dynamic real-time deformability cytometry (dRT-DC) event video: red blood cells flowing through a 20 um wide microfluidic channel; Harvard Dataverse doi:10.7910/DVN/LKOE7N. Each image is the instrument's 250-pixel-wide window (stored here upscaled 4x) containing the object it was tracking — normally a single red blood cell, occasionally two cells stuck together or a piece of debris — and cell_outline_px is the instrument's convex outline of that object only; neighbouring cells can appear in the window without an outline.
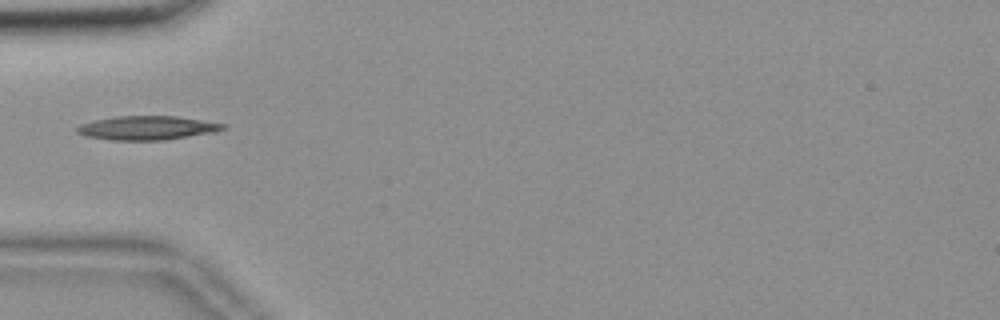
{"species": "common noctule bat (a hibernating species)", "species_latin": "Nyctalus noctula", "temperature_condition": "room temperature", "stored_images_in_passage": 33, "camera_frame_rate_fps": 3000, "um_per_image_px": 0.085, "animal": {"sex": "female", "body_mass_g": 18.4}, "frame": {"image": 1, "passage_image": 1, "time_ms": 0.0, "image_size_px": [1000, 320], "cell_outline_px": [[228, 128], [216, 132], [164, 140], [112, 140], [88, 136], [76, 132], [76, 128], [80, 124], [96, 120], [116, 116], [176, 116], [228, 124]], "centroid_in_image_um": [12.58, 10.87], "position_along_channel_um": 72.4, "area_um2": 20.35}}
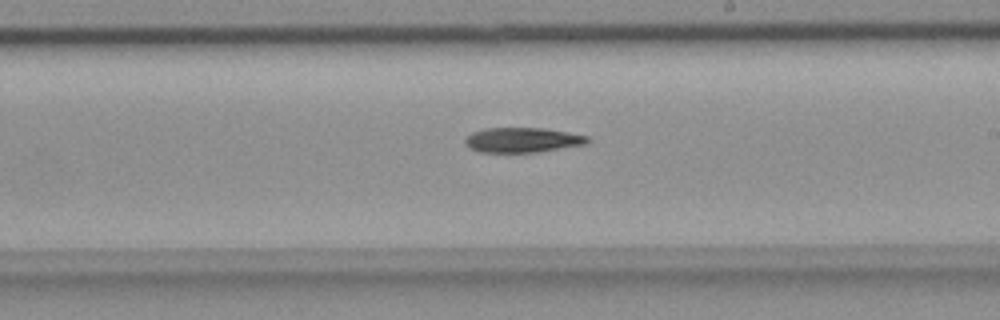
{"frame": {"image": 2, "passage_image": 15, "time_ms": 4.667, "image_size_px": [1000, 320], "cell_outline_px": [[592, 140], [588, 144], [536, 152], [480, 152], [468, 148], [464, 144], [464, 140], [472, 132], [484, 128], [544, 128], [568, 132], [588, 136]], "centroid_in_image_um": [44.42, 11.9], "position_along_channel_um": 244.6, "area_um2": 17.92}}
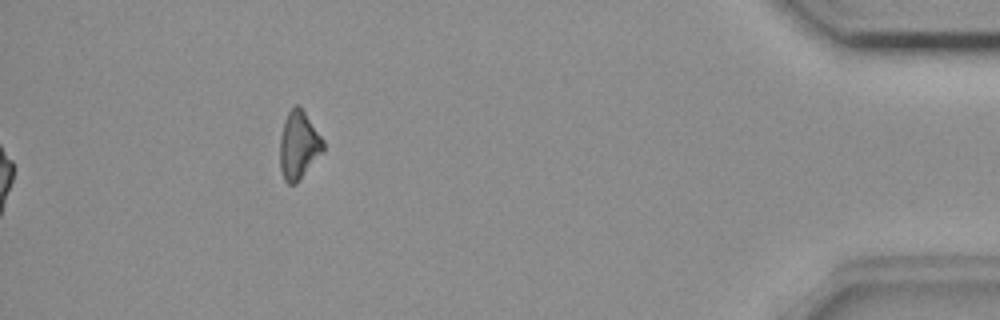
{"frame": {"image": 3, "passage_image": 33, "time_ms": 10.667, "image_size_px": [1000, 320], "cell_outline_px": [[324, 152], [300, 180], [296, 184], [288, 184], [284, 180], [280, 168], [280, 136], [284, 120], [288, 112], [296, 104], [300, 104], [324, 140]], "centroid_in_image_um": [25.4, 12.34], "position_along_channel_um": 409.8, "area_um2": 17.51}}